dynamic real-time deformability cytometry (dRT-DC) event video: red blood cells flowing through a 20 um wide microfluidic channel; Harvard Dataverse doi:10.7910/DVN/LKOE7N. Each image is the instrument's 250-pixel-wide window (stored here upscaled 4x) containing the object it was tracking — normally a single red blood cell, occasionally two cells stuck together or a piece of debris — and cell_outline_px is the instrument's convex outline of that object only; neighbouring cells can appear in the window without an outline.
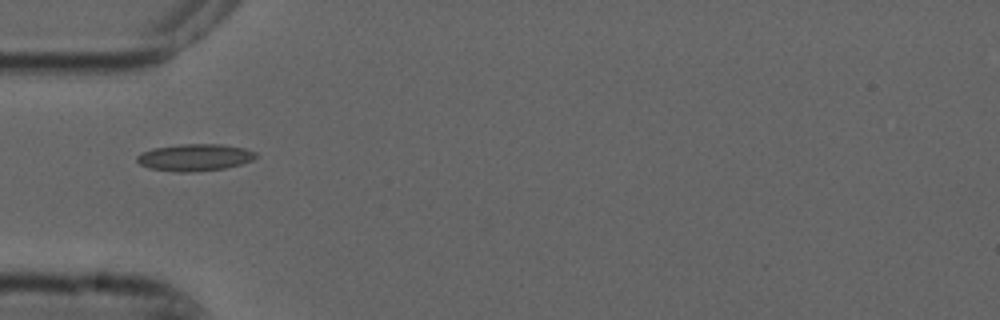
{"species": "common noctule bat (a hibernating species)", "species_latin": "Nyctalus noctula", "temperature_condition": "cold", "stored_images_in_passage": 3, "camera_frame_rate_fps": 3000, "um_per_image_px": 0.085, "animal": {"sex": "male", "forearm_length_mm": 52.5}, "frame": {"image": 1, "passage_image": 1, "time_ms": 0.0, "image_size_px": [1000, 320], "cell_outline_px": [[256, 156], [252, 160], [240, 164], [224, 168], [196, 172], [172, 172], [148, 168], [140, 164], [136, 160], [136, 156], [140, 152], [152, 148], [180, 144], [224, 144], [244, 148], [256, 152]], "centroid_in_image_um": [16.5, 13.38], "position_along_channel_um": 68.5, "area_um2": 18.9}}
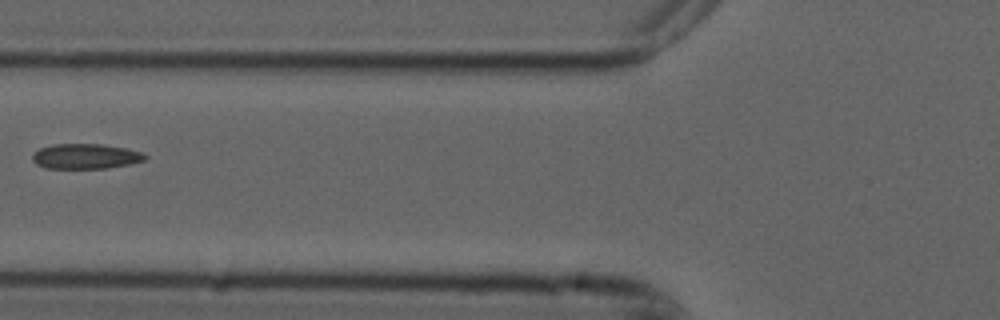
{"frame": {"image": 2, "passage_image": 2, "time_ms": 0.333, "image_size_px": [1000, 320], "cell_outline_px": [[148, 156], [144, 160], [128, 164], [108, 168], [44, 168], [36, 164], [32, 160], [32, 152], [40, 148], [52, 144], [100, 144], [124, 148], [144, 152]], "centroid_in_image_um": [7.24, 13.28], "position_along_channel_um": 118.6, "area_um2": 16.53}}
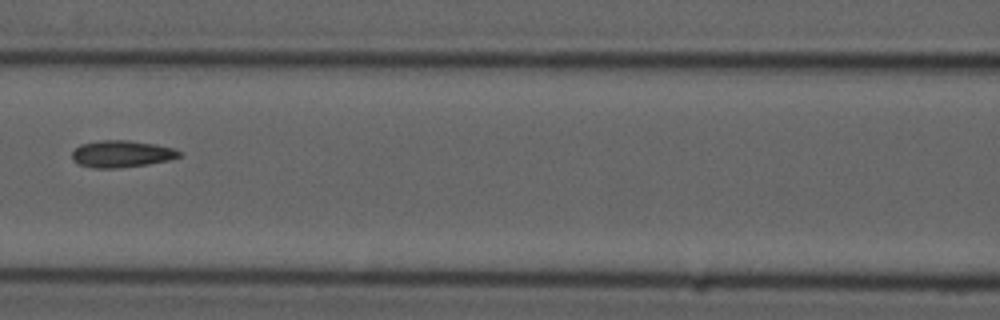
{"frame": {"image": 3, "passage_image": 3, "time_ms": 0.667, "image_size_px": [1000, 320], "cell_outline_px": [[184, 156], [168, 160], [148, 164], [116, 168], [92, 168], [76, 164], [72, 160], [72, 152], [80, 144], [100, 140], [128, 140], [156, 144], [172, 148], [180, 152]], "centroid_in_image_um": [10.31, 13.08], "position_along_channel_um": 156.3, "area_um2": 16.94}}